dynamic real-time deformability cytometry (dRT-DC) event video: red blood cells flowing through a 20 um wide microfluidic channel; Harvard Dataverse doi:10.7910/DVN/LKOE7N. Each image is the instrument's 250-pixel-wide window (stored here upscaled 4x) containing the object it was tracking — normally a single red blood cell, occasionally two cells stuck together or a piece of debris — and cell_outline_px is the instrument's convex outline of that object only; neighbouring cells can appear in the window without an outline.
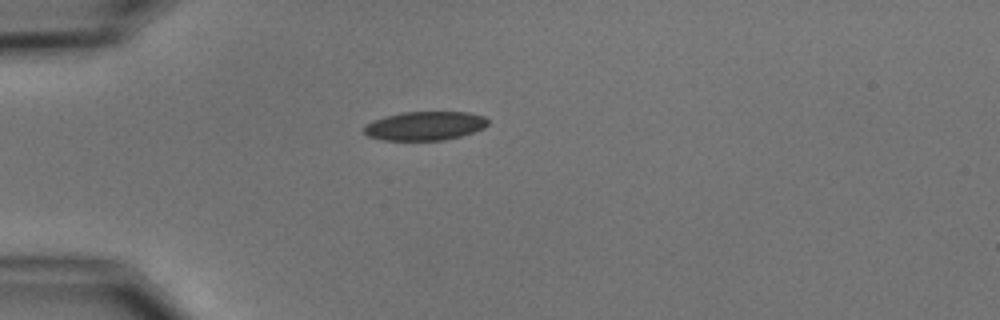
{"species": "common noctule bat (a hibernating species)", "species_latin": "Nyctalus noctula", "temperature_condition": "cold", "stored_images_in_passage": 1, "camera_frame_rate_fps": 3000, "um_per_image_px": 0.085, "animal": {"sex": "male", "body_mass_g": 15.6}, "frame": {"image": 1, "passage_image": 1, "time_ms": 0.0, "image_size_px": [1000, 320], "cell_outline_px": [[488, 124], [484, 128], [460, 136], [444, 140], [380, 140], [368, 136], [364, 132], [364, 124], [372, 120], [384, 116], [400, 112], [468, 112], [484, 116], [488, 120]], "centroid_in_image_um": [36.08, 10.69], "position_along_channel_um": 48.9, "area_um2": 20.98}}